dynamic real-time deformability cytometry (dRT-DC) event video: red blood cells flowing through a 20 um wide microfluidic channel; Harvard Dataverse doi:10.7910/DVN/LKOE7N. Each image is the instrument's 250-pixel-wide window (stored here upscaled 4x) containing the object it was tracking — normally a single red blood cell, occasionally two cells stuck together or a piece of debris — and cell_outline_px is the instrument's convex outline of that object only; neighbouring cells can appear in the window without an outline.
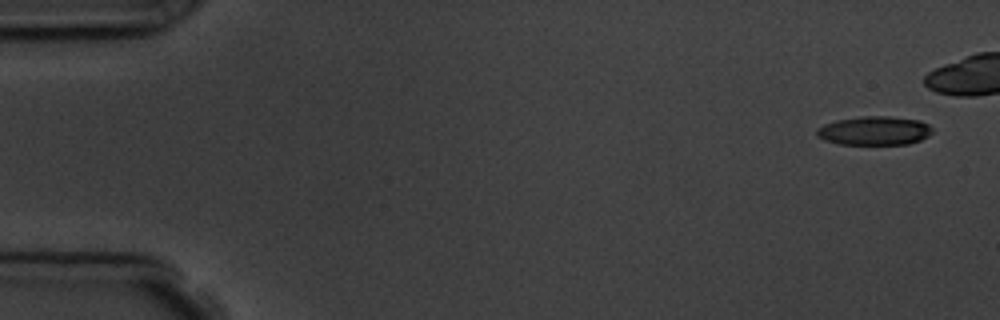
{"species": "common noctule bat (a hibernating species)", "species_latin": "Nyctalus noctula", "temperature_condition": "room temperature", "stored_images_in_passage": 6, "camera_frame_rate_fps": 3000, "um_per_image_px": 0.085, "animal": {"sex": "male", "body_mass_g": 19.5, "forearm_length_mm": 54.6}, "frame": {"image": 1, "passage_image": 1, "time_ms": 0.0, "image_size_px": [1000, 320], "cell_outline_px": [[932, 132], [928, 136], [920, 140], [908, 144], [840, 144], [824, 140], [816, 136], [816, 128], [824, 124], [836, 120], [860, 116], [888, 116], [920, 120], [928, 124], [932, 128]], "centroid_in_image_um": [74.3, 11.1], "position_along_channel_um": 10.7, "area_um2": 19.54}}